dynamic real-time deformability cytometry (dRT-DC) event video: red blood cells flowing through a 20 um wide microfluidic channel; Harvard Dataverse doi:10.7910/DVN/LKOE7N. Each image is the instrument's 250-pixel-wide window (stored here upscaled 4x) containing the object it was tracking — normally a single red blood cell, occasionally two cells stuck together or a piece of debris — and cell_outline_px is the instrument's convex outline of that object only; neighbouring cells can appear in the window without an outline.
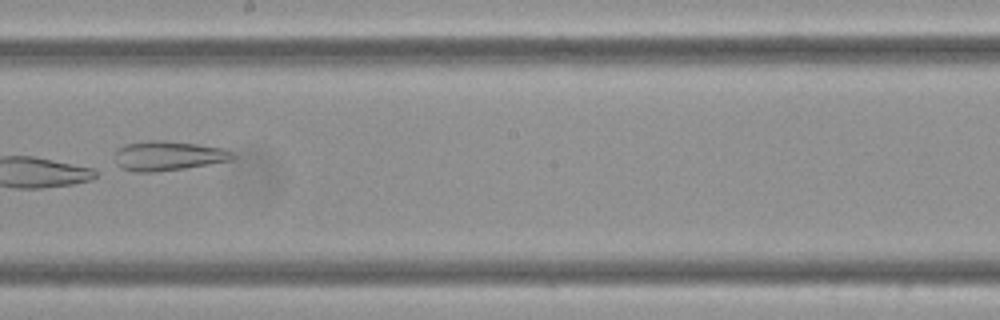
{"species": "Egyptian fruit bat (a non-hibernating species)", "species_latin": "Rousettus aegyptiacus", "temperature_condition": "cold", "stored_images_in_passage": 14, "camera_frame_rate_fps": 3000, "um_per_image_px": 0.085, "frame": {"image": 1, "passage_image": 8, "time_ms": 2.333, "image_size_px": [1000, 320], "cell_outline_px": [[236, 156], [232, 160], [184, 168], [156, 172], [132, 172], [120, 168], [116, 164], [116, 148], [124, 144], [148, 140], [164, 140], [196, 144], [220, 148], [232, 152]], "centroid_in_image_um": [14.23, 13.24], "position_along_channel_um": 234.0, "area_um2": 20.35}}